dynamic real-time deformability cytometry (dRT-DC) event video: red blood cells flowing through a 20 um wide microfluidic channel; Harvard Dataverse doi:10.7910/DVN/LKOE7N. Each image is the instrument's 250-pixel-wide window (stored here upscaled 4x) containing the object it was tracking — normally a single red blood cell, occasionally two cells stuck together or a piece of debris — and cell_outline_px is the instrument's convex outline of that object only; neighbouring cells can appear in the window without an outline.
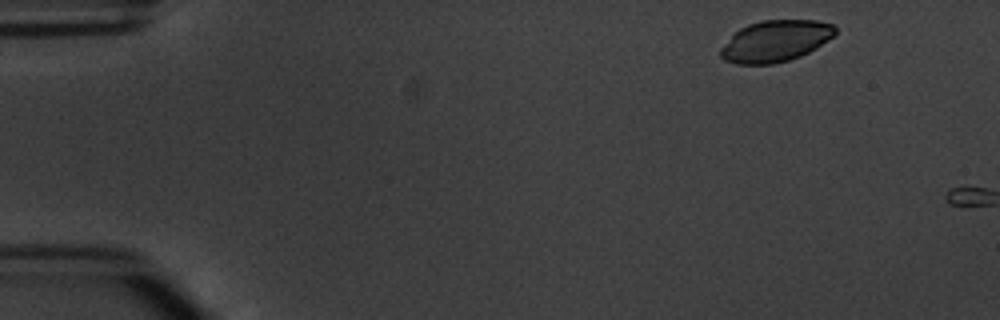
{"species": "common noctule bat (a hibernating species)", "species_latin": "Nyctalus noctula", "temperature_condition": "warm", "stored_images_in_passage": 2, "camera_frame_rate_fps": 3000, "um_per_image_px": 0.085, "animal": {"sex": "male", "body_mass_g": 20.1, "forearm_length_mm": 53.5}, "frame": {"image": 1, "passage_image": 1, "time_ms": 0.0, "image_size_px": [1000, 320], "cell_outline_px": [[836, 36], [816, 48], [800, 56], [788, 60], [772, 64], [736, 64], [724, 60], [720, 56], [720, 48], [740, 28], [748, 24], [764, 20], [816, 20], [832, 24], [836, 28]], "centroid_in_image_um": [65.94, 3.49], "position_along_channel_um": 19.1, "area_um2": 27.63}}